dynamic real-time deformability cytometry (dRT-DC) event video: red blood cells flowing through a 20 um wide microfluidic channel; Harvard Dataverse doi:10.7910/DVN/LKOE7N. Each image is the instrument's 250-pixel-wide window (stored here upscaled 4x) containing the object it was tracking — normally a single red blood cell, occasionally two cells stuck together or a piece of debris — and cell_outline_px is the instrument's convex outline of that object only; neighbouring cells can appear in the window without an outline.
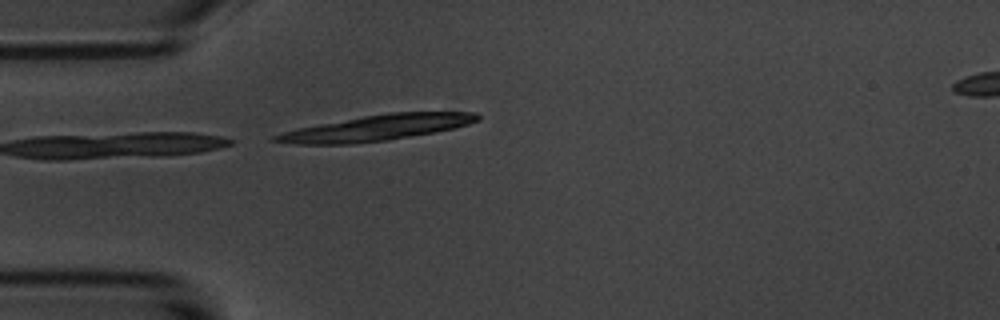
{"species": "common noctule bat (a hibernating species)", "species_latin": "Nyctalus noctula", "temperature_condition": "room temperature", "stored_images_in_passage": 4, "camera_frame_rate_fps": 3000, "um_per_image_px": 0.085, "animal": {"sex": "male", "body_mass_g": 20.1, "forearm_length_mm": 53.5}, "frame": {"image": 1, "passage_image": 4, "time_ms": 1.0, "image_size_px": [1000, 320], "cell_outline_px": [[480, 120], [468, 124], [436, 132], [388, 140], [348, 144], [296, 144], [272, 140], [272, 136], [296, 128], [364, 116], [388, 112], [476, 112], [480, 116]], "centroid_in_image_um": [32.03, 10.86], "position_along_channel_um": 53.0, "area_um2": 30.0}}